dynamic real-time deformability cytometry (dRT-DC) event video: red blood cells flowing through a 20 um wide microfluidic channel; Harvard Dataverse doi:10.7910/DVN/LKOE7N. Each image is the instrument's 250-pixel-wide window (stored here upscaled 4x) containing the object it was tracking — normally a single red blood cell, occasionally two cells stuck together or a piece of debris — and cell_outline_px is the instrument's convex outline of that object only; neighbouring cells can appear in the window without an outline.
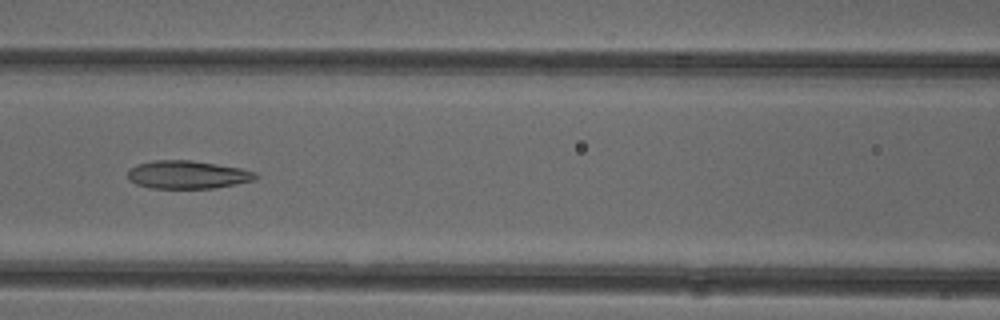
{"species": "common noctule bat (a hibernating species)", "species_latin": "Nyctalus noctula", "temperature_condition": "cold", "stored_images_in_passage": 6, "camera_frame_rate_fps": 3000, "um_per_image_px": 0.085, "animal": {"sex": "female"}, "frame": {"image": 1, "passage_image": 6, "time_ms": 1.667, "image_size_px": [1000, 320], "cell_outline_px": [[256, 180], [216, 188], [148, 188], [136, 184], [128, 180], [128, 168], [136, 164], [152, 160], [192, 160], [240, 168], [256, 172]], "centroid_in_image_um": [15.89, 14.85], "position_along_channel_um": 150.7, "area_um2": 21.1}}